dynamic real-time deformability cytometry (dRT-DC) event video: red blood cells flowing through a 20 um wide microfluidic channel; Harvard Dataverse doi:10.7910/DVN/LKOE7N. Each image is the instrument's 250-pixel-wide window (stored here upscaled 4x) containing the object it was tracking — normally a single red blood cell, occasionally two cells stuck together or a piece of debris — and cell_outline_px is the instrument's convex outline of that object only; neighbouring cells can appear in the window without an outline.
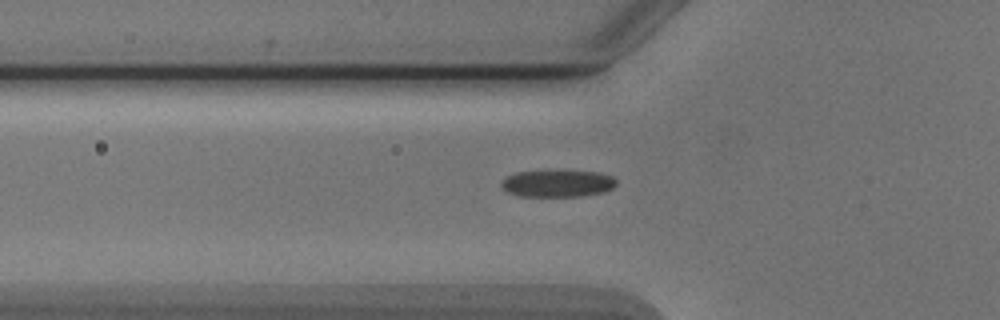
{"species": "Egyptian fruit bat (a non-hibernating species)", "species_latin": "Rousettus aegyptiacus", "temperature_condition": "cold", "stored_images_in_passage": 39, "camera_frame_rate_fps": 3000, "um_per_image_px": 0.085, "animal": {"sex": "male"}, "frame": {"image": 1, "passage_image": 6, "time_ms": 1.667, "image_size_px": [1000, 320], "cell_outline_px": [[616, 184], [612, 188], [604, 192], [580, 196], [520, 196], [508, 192], [500, 184], [508, 176], [516, 172], [548, 168], [600, 172], [612, 176], [616, 180]], "centroid_in_image_um": [47.41, 15.54], "position_along_channel_um": 78.4, "area_um2": 18.79}}
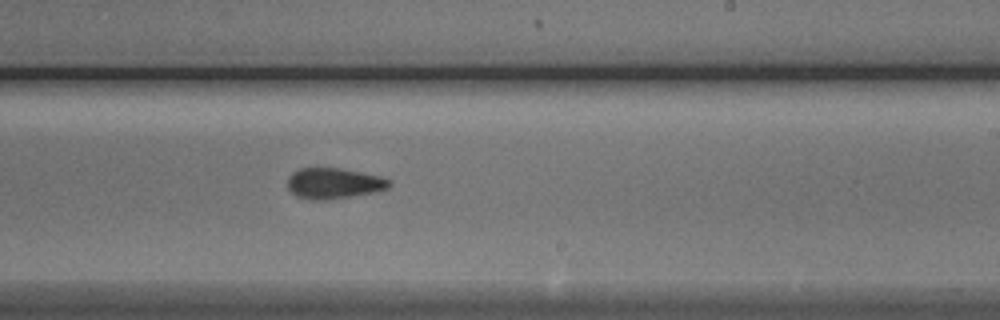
{"frame": {"image": 2, "passage_image": 20, "time_ms": 6.333, "image_size_px": [1000, 320], "cell_outline_px": [[388, 188], [372, 192], [324, 200], [316, 200], [296, 196], [288, 188], [288, 176], [292, 172], [300, 168], [340, 168], [380, 176], [388, 180]], "centroid_in_image_um": [28.31, 15.57], "position_along_channel_um": 260.7, "area_um2": 17.8}}
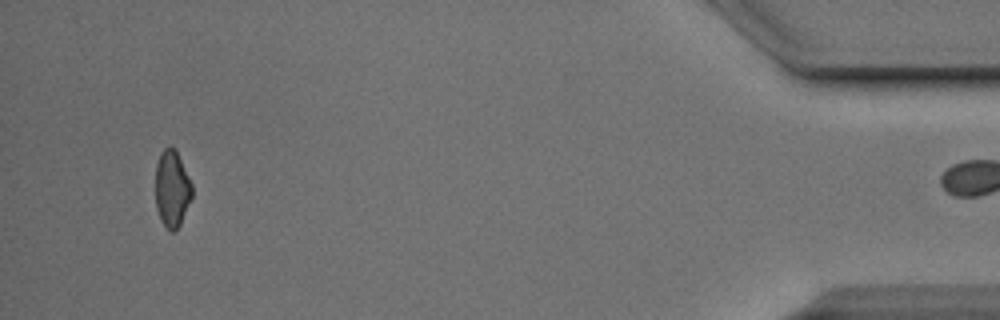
{"frame": {"image": 3, "passage_image": 38, "time_ms": 12.333, "image_size_px": [1000, 320], "cell_outline_px": [[192, 196], [180, 224], [172, 232], [160, 220], [156, 208], [156, 164], [160, 152], [164, 148], [172, 144], [192, 184]], "centroid_in_image_um": [14.6, 16.02], "position_along_channel_um": 420.6, "area_um2": 16.13}}